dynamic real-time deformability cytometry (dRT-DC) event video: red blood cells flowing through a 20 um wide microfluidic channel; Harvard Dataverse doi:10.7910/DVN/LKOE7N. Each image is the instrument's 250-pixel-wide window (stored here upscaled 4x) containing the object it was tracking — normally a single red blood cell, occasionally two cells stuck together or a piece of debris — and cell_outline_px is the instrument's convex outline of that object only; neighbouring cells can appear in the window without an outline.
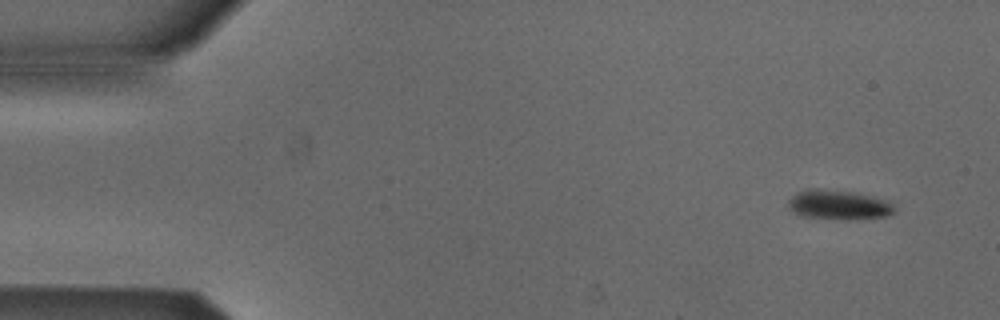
{"species": "Egyptian fruit bat (a non-hibernating species)", "species_latin": "Rousettus aegyptiacus", "temperature_condition": "cold", "stored_images_in_passage": 51, "camera_frame_rate_fps": 3000, "um_per_image_px": 0.085, "animal": {"sex": "male"}, "frame": {"image": 1, "passage_image": 1, "time_ms": 0.0, "image_size_px": [1000, 320], "cell_outline_px": [[896, 212], [884, 216], [800, 216], [788, 204], [788, 200], [796, 192], [816, 188], [852, 192], [872, 196], [884, 200], [892, 204], [896, 208]], "centroid_in_image_um": [71.26, 17.34], "position_along_channel_um": 13.7, "area_um2": 16.82}}
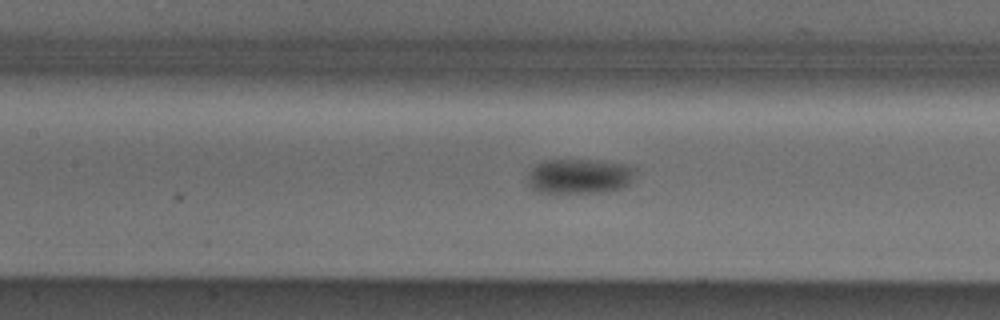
{"frame": {"image": 2, "passage_image": 21, "time_ms": 6.667, "image_size_px": [1000, 320], "cell_outline_px": [[636, 168], [632, 180], [624, 188], [600, 192], [556, 196], [536, 192], [528, 184], [528, 172], [536, 164], [548, 160], [596, 160], [624, 164]], "centroid_in_image_um": [49.2, 15.03], "position_along_channel_um": 158.2, "area_um2": 22.77}}
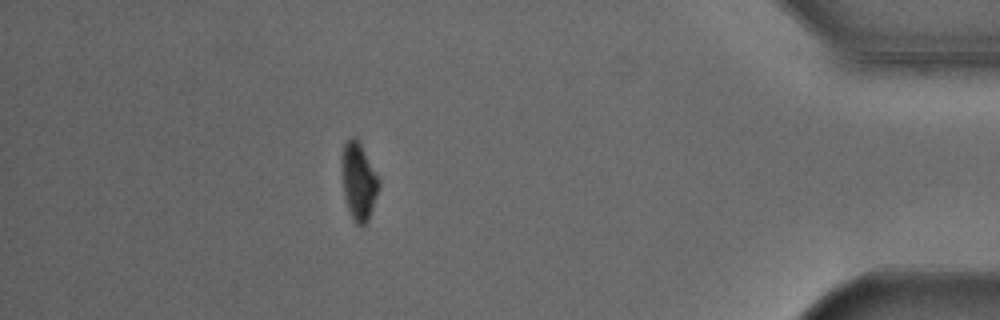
{"frame": {"image": 3, "passage_image": 44, "time_ms": 14.333, "image_size_px": [1000, 320], "cell_outline_px": [[380, 188], [368, 220], [364, 224], [356, 224], [352, 220], [344, 196], [340, 168], [340, 156], [344, 144], [352, 136], [356, 136], [380, 180]], "centroid_in_image_um": [30.46, 15.39], "position_along_channel_um": 404.7, "area_um2": 16.99}, "authors_computed_cell_mechanics": {"area_um2": 19.2474, "velocity_mm_per_s": 3.8681, "shape_relaxation_time_tau1_ms": 1.6288, "shape_relaxation_time_tau2_ms": null, "deformation_change_tau1": 0.0758, "deformation_change_tau2": null}}